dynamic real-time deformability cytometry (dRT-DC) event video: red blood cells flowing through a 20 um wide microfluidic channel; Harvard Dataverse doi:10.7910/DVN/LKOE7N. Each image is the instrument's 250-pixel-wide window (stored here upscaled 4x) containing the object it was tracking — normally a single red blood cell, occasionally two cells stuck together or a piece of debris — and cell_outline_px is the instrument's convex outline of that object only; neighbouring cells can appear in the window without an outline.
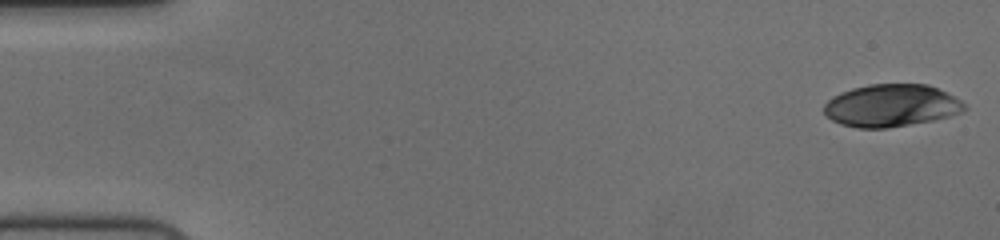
{"species": "human", "species_latin": "Homo sapiens", "temperature_condition": "cold", "stored_images_in_passage": 55, "camera_frame_rate_fps": 3000, "um_per_image_px": 0.085, "donor": {"sex": "female"}, "frame": {"image": 1, "passage_image": 1, "time_ms": 0.0, "image_size_px": [1000, 240], "cell_outline_px": [[968, 108], [964, 112], [932, 120], [888, 128], [856, 128], [840, 124], [832, 120], [824, 112], [824, 104], [832, 96], [840, 92], [852, 88], [868, 84], [928, 84], [960, 100]], "centroid_in_image_um": [75.73, 8.97], "position_along_channel_um": 9.3, "area_um2": 34.68}}
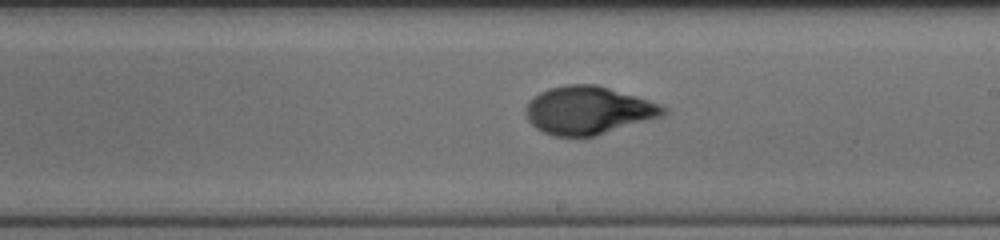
{"frame": {"image": 2, "passage_image": 32, "time_ms": 10.333, "image_size_px": [1000, 240], "cell_outline_px": [[668, 112], [664, 116], [596, 136], [552, 136], [536, 128], [528, 120], [524, 112], [524, 108], [528, 100], [540, 92], [548, 88], [564, 84], [596, 84], [636, 96], [660, 104], [668, 108]], "centroid_in_image_um": [50.0, 9.38], "position_along_channel_um": 239.0, "area_um2": 38.84}}
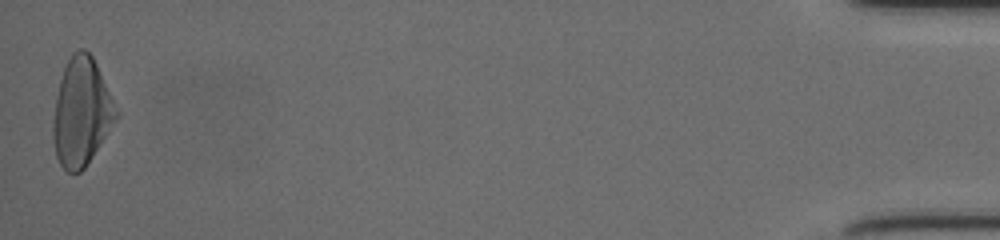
{"frame": {"image": 3, "passage_image": 55, "time_ms": 18.0, "image_size_px": [1000, 240], "cell_outline_px": [[120, 116], [84, 168], [80, 172], [68, 172], [60, 164], [56, 156], [52, 136], [52, 124], [56, 96], [60, 80], [64, 68], [72, 52], [80, 48], [84, 48], [92, 56], [120, 112]], "centroid_in_image_um": [6.93, 9.53], "position_along_channel_um": 428.3, "area_um2": 39.71}, "authors_computed_cell_mechanics": {"area_um2": 37.9168, "velocity_mm_per_s": 3.7137, "shape_relaxation_time_tau1_ms": 4.0187, "shape_relaxation_time_tau2_ms": 1.4233, "deformation_change_tau1": 0.1941, "deformation_change_tau2": 0.0604}}